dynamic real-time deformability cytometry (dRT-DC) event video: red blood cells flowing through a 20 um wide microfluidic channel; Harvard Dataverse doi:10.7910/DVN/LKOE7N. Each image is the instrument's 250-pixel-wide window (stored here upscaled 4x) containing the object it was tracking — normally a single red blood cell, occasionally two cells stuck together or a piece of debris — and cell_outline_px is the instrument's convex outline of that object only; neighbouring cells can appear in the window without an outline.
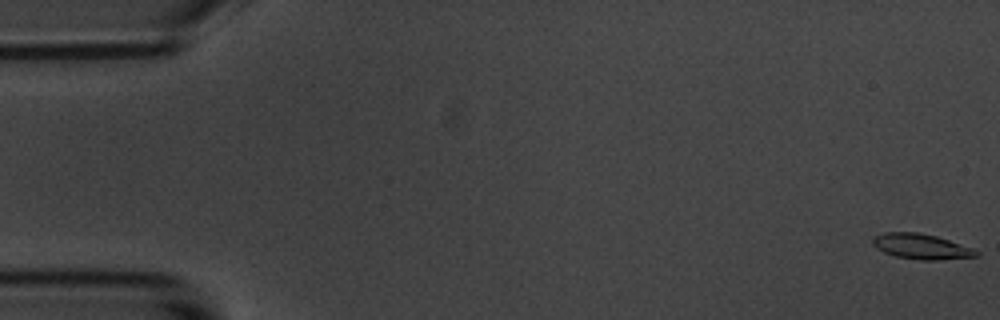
{"species": "common noctule bat (a hibernating species)", "species_latin": "Nyctalus noctula", "temperature_condition": "room temperature", "stored_images_in_passage": 57, "camera_frame_rate_fps": 3000, "um_per_image_px": 0.085, "animal": {"sex": "male", "body_mass_g": 20.1, "forearm_length_mm": 53.5}, "frame": {"image": 1, "passage_image": 1, "time_ms": 0.0, "image_size_px": [1000, 320], "cell_outline_px": [[980, 256], [936, 260], [920, 260], [896, 256], [884, 252], [876, 248], [872, 244], [872, 240], [876, 236], [884, 232], [920, 232], [936, 236], [972, 248], [980, 252]], "centroid_in_image_um": [78.31, 20.95], "position_along_channel_um": 6.7, "area_um2": 15.2}}
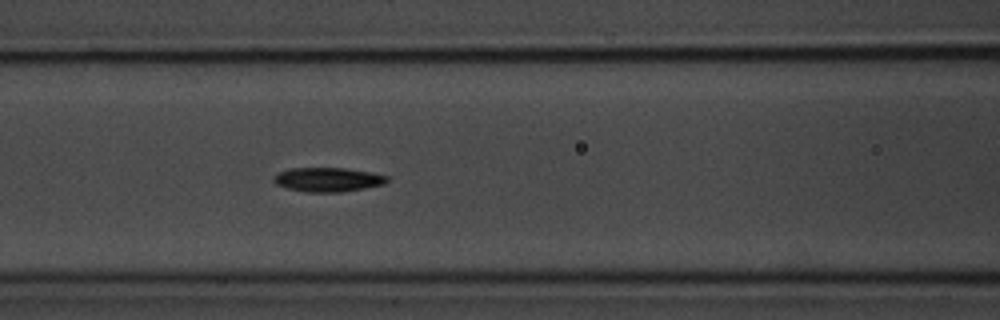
{"frame": {"image": 2, "passage_image": 24, "time_ms": 7.667, "image_size_px": [1000, 320], "cell_outline_px": [[388, 180], [384, 184], [364, 188], [340, 192], [308, 192], [288, 188], [276, 184], [272, 180], [272, 176], [280, 172], [292, 168], [344, 168], [372, 172], [388, 176]], "centroid_in_image_um": [27.87, 15.26], "position_along_channel_um": 138.7, "area_um2": 15.9}}
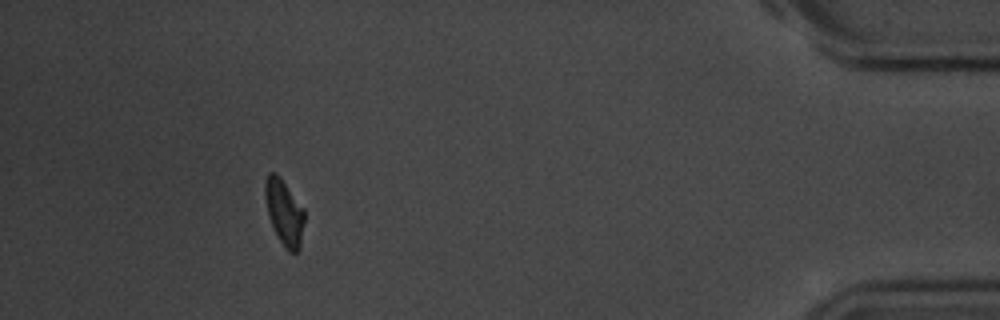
{"frame": {"image": 3, "passage_image": 52, "time_ms": 17.0, "image_size_px": [1000, 320], "cell_outline_px": [[304, 220], [300, 248], [296, 252], [288, 252], [280, 240], [268, 216], [264, 196], [264, 184], [268, 172], [276, 172], [280, 176], [304, 208]], "centroid_in_image_um": [24.15, 18.0], "position_along_channel_um": 411.1, "area_um2": 15.09}, "authors_computed_cell_mechanics": {"area_um2": 15.3748, "velocity_mm_per_s": 3.5583, "shape_relaxation_time_tau1_ms": 2.209, "shape_relaxation_time_tau2_ms": 3.6178, "deformation_change_tau1": 0.1202, "deformation_change_tau2": 0.0864}}